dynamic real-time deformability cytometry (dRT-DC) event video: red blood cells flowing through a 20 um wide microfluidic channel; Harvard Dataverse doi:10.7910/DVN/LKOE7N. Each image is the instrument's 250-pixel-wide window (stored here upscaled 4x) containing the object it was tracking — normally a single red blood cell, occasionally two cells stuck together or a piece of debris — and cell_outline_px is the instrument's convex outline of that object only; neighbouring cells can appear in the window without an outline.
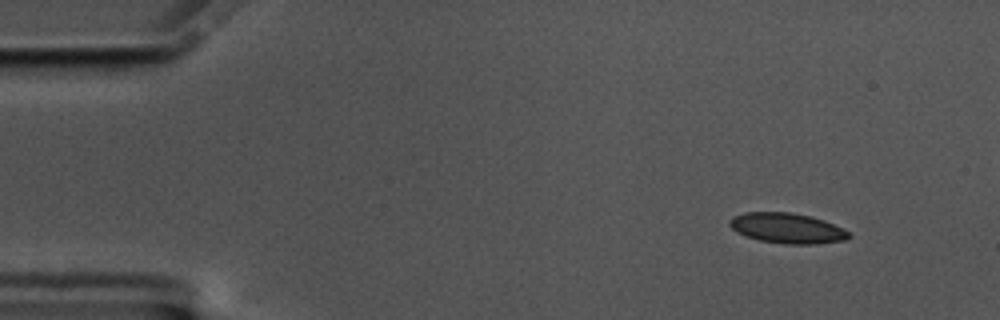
{"species": "common noctule bat (a hibernating species)", "species_latin": "Nyctalus noctula", "temperature_condition": "cold", "stored_images_in_passage": 51, "camera_frame_rate_fps": 3000, "um_per_image_px": 0.085, "animal": {"sex": "male", "body_mass_g": 17.5, "forearm_length_mm": 52.3}, "frame": {"image": 1, "passage_image": 1, "time_ms": 0.0, "image_size_px": [1000, 320], "cell_outline_px": [[852, 236], [844, 240], [816, 244], [784, 244], [760, 240], [744, 236], [736, 232], [728, 224], [728, 220], [732, 216], [744, 212], [792, 212], [824, 220], [848, 232]], "centroid_in_image_um": [66.84, 19.39], "position_along_channel_um": 18.2, "area_um2": 21.04}}
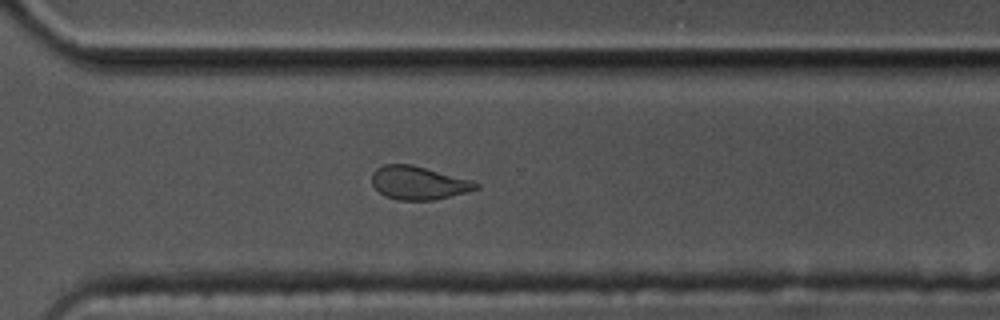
{"frame": {"image": 2, "passage_image": 36, "time_ms": 11.667, "image_size_px": [1000, 320], "cell_outline_px": [[480, 188], [468, 192], [432, 200], [396, 200], [384, 196], [372, 184], [372, 172], [376, 168], [384, 164], [412, 164], [472, 180], [480, 184]], "centroid_in_image_um": [35.58, 15.54], "position_along_channel_um": 335.0, "area_um2": 20.35}}
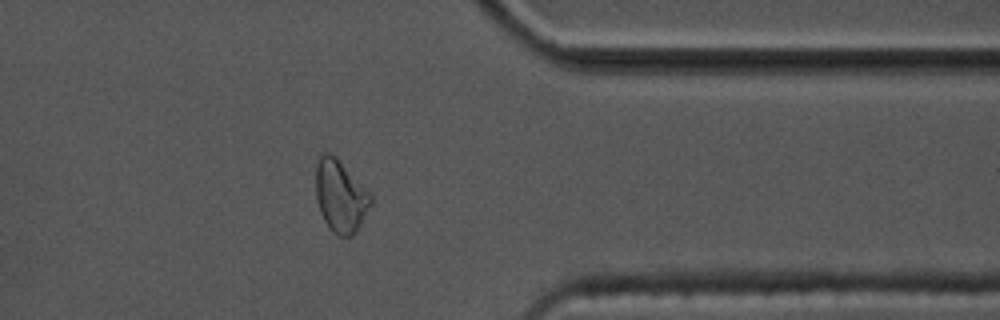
{"frame": {"image": 3, "passage_image": 41, "time_ms": 13.333, "image_size_px": [1000, 320], "cell_outline_px": [[372, 204], [356, 232], [352, 236], [340, 236], [332, 232], [324, 220], [320, 212], [316, 196], [316, 164], [320, 156], [324, 152], [328, 152], [336, 156], [372, 196]], "centroid_in_image_um": [28.93, 16.68], "position_along_channel_um": 382.5, "area_um2": 23.0}, "authors_computed_cell_mechanics": {"area_um2": 21.2704, "velocity_mm_per_s": 3.5036, "shape_relaxation_time_tau1_ms": 6.6931, "shape_relaxation_time_tau2_ms": 1.1581, "deformation_change_tau1": 0.1277, "deformation_change_tau2": 0.0636}}